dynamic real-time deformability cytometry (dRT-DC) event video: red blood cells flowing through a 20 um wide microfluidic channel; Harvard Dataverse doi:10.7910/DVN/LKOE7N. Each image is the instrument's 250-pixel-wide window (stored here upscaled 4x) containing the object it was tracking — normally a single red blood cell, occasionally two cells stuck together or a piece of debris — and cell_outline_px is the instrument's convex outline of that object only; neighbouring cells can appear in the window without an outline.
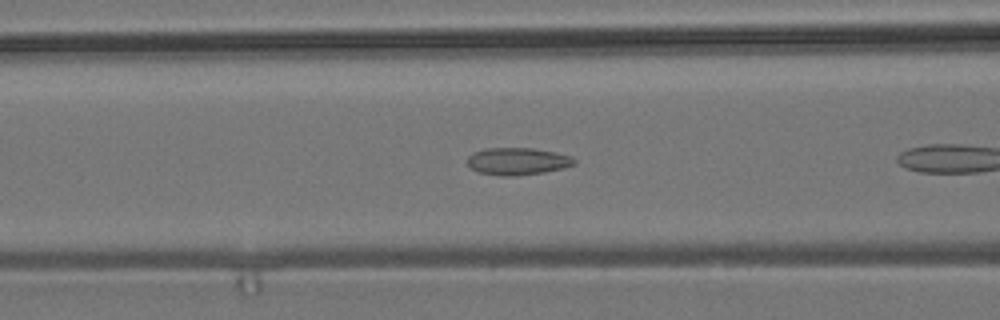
{"species": "common noctule bat (a hibernating species)", "species_latin": "Nyctalus noctula", "temperature_condition": "room temperature", "stored_images_in_passage": 8, "camera_frame_rate_fps": 3000, "um_per_image_px": 0.085, "animal": {"sex": "male", "body_mass_g": 19.2, "forearm_length_mm": 51.8}, "frame": {"image": 1, "passage_image": 7, "time_ms": 2.0, "image_size_px": [1000, 320], "cell_outline_px": [[576, 164], [564, 168], [544, 172], [516, 176], [500, 176], [480, 172], [472, 168], [468, 164], [468, 156], [472, 152], [484, 148], [532, 148], [556, 152], [572, 156], [576, 160]], "centroid_in_image_um": [44.02, 13.7], "position_along_channel_um": 122.6, "area_um2": 17.11}}